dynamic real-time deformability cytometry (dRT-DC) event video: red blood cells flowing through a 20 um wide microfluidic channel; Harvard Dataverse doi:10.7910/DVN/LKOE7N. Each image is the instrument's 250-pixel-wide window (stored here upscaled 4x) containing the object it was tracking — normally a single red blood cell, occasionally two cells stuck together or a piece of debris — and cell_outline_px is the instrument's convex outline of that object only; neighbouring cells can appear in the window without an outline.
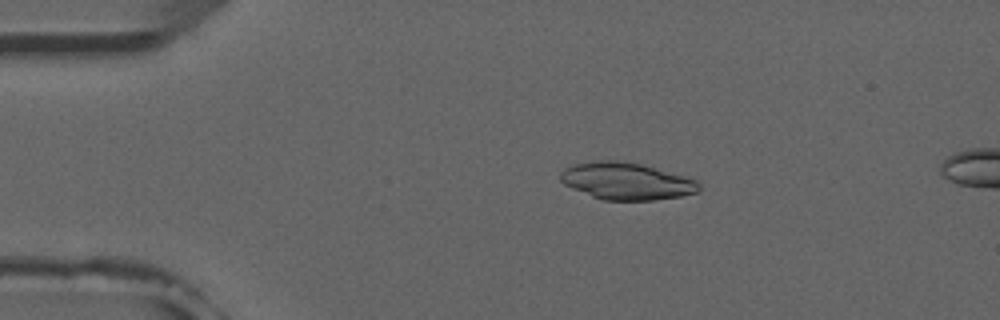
{"species": "common noctule bat (a hibernating species)", "species_latin": "Nyctalus noctula", "temperature_condition": "room temperature", "stored_images_in_passage": 16, "camera_frame_rate_fps": 3000, "um_per_image_px": 0.085, "animal": {"sex": "male", "forearm_length_mm": 52.5}, "frame": {"image": 1, "passage_image": 10, "time_ms": 3.0, "image_size_px": [1000, 320], "cell_outline_px": [[700, 188], [696, 192], [680, 196], [652, 200], [604, 200], [592, 196], [572, 188], [564, 184], [560, 180], [560, 172], [564, 168], [572, 164], [596, 160], [616, 160], [640, 164], [696, 180], [700, 184]], "centroid_in_image_um": [53.18, 15.39], "position_along_channel_um": 31.8, "area_um2": 29.59}}